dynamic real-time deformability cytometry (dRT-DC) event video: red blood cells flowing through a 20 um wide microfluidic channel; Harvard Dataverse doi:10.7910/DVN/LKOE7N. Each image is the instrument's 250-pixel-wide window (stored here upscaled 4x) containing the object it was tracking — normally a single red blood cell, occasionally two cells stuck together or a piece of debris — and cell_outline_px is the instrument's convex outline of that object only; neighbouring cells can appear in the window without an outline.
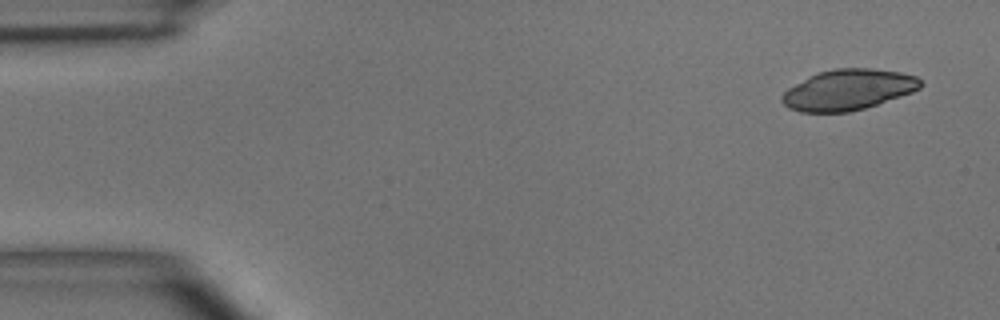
{"species": "common noctule bat (a hibernating species)", "species_latin": "Nyctalus noctula", "temperature_condition": "room temperature", "stored_images_in_passage": 4, "camera_frame_rate_fps": 3000, "um_per_image_px": 0.085, "animal": {"sex": "male", "body_mass_g": 15.6}, "frame": {"image": 1, "passage_image": 1, "time_ms": 0.0, "image_size_px": [1000, 320], "cell_outline_px": [[924, 84], [920, 88], [912, 92], [864, 108], [848, 112], [800, 112], [788, 108], [780, 100], [780, 96], [788, 88], [808, 76], [820, 72], [836, 68], [872, 68], [900, 72], [916, 76]], "centroid_in_image_um": [72.07, 7.62], "position_along_channel_um": 12.9, "area_um2": 32.77}}